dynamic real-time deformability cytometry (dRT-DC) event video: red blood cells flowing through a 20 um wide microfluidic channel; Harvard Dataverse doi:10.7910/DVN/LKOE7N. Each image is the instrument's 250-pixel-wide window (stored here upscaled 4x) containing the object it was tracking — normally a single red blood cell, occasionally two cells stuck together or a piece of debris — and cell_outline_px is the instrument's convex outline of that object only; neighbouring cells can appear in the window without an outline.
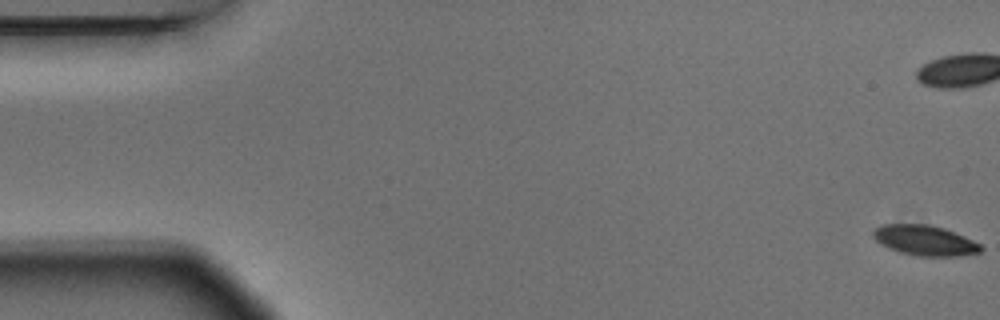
{"species": "Egyptian fruit bat (a non-hibernating species)", "species_latin": "Rousettus aegyptiacus", "temperature_condition": "warm", "stored_images_in_passage": 9, "camera_frame_rate_fps": 3000, "um_per_image_px": 0.085, "animal": {"sex": "male"}, "frame": {"image": 1, "passage_image": 1, "time_ms": 0.0, "image_size_px": [1000, 320], "cell_outline_px": [[984, 248], [980, 252], [960, 256], [916, 256], [900, 252], [888, 248], [880, 244], [872, 236], [872, 232], [880, 224], [928, 224], [944, 228], [964, 236], [980, 244]], "centroid_in_image_um": [78.59, 20.43], "position_along_channel_um": 6.4, "area_um2": 19.07}}
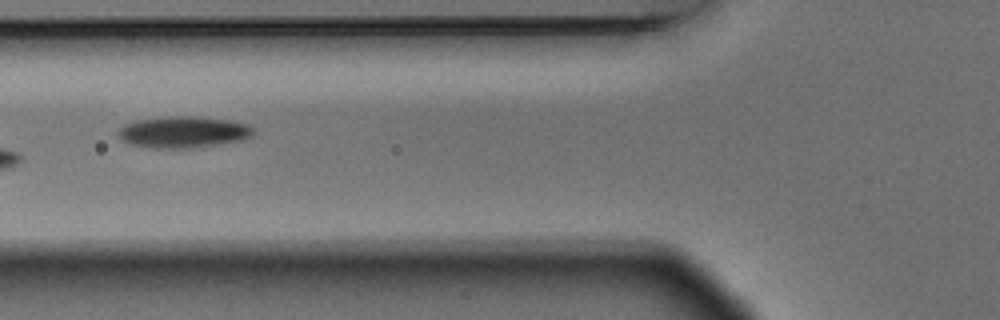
{"frame": {"image": 2, "passage_image": 7, "time_ms": 2.0, "image_size_px": [1000, 320], "cell_outline_px": [[252, 136], [244, 140], [188, 148], [156, 148], [132, 144], [124, 140], [116, 132], [124, 124], [136, 120], [168, 116], [188, 116], [228, 120], [248, 124], [252, 128]], "centroid_in_image_um": [15.57, 11.22], "position_along_channel_um": 110.2, "area_um2": 24.45}}
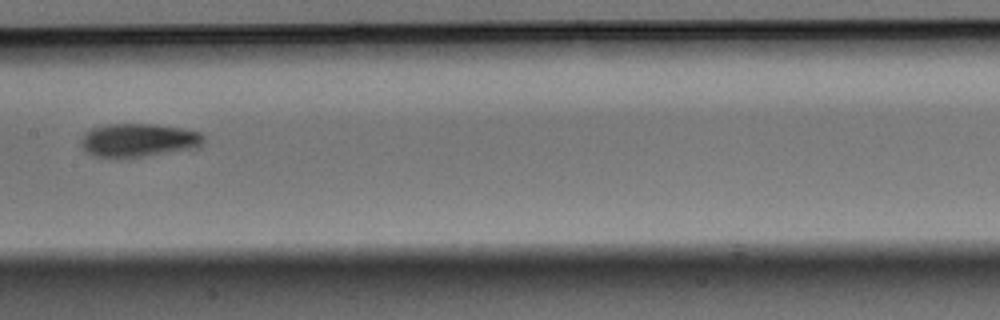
{"frame": {"image": 3, "passage_image": 9, "time_ms": 2.667, "image_size_px": [1000, 320], "cell_outline_px": [[204, 140], [200, 144], [188, 148], [140, 156], [92, 156], [84, 152], [80, 144], [80, 140], [84, 132], [92, 128], [108, 124], [156, 124], [180, 128], [200, 132], [204, 136]], "centroid_in_image_um": [11.66, 11.88], "position_along_channel_um": 195.7, "area_um2": 23.24}}